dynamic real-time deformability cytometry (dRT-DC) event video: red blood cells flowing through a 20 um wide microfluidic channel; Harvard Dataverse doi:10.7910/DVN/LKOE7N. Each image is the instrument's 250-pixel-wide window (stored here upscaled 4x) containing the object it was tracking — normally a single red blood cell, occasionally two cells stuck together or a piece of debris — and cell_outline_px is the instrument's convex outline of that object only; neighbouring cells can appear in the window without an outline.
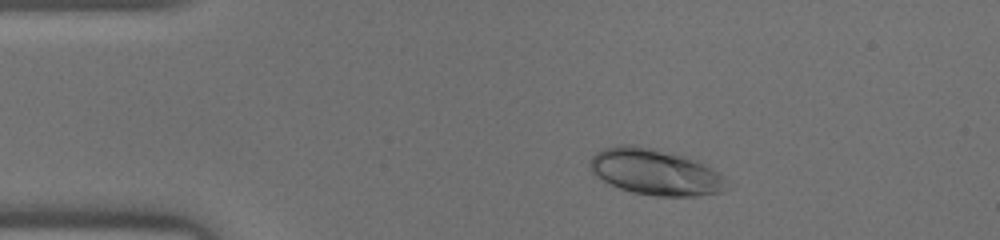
{"species": "human", "species_latin": "Homo sapiens", "temperature_condition": "warm", "stored_images_in_passage": 39, "camera_frame_rate_fps": 3000, "um_per_image_px": 0.085, "donor": {"sex": "male"}, "frame": {"image": 1, "passage_image": 1, "time_ms": 0.0, "image_size_px": [1000, 240], "cell_outline_px": [[728, 188], [720, 192], [696, 196], [656, 196], [632, 192], [620, 188], [596, 176], [588, 168], [588, 164], [592, 156], [596, 152], [604, 148], [620, 144], [632, 144], [652, 148], [684, 156], [724, 176], [728, 180]], "centroid_in_image_um": [55.65, 14.62], "position_along_channel_um": 29.3, "area_um2": 36.41}}
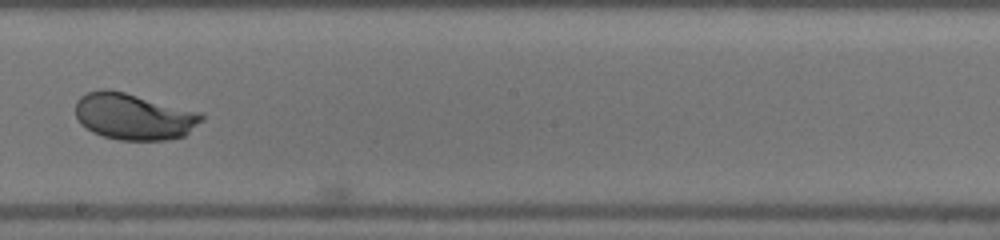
{"frame": {"image": 2, "passage_image": 19, "time_ms": 6.0, "image_size_px": [1000, 240], "cell_outline_px": [[204, 120], [184, 136], [164, 140], [120, 140], [104, 136], [92, 132], [80, 124], [76, 116], [76, 100], [80, 96], [88, 92], [100, 88], [108, 88], [124, 92], [200, 112], [204, 116]], "centroid_in_image_um": [11.35, 9.9], "position_along_channel_um": 236.8, "area_um2": 34.22}}
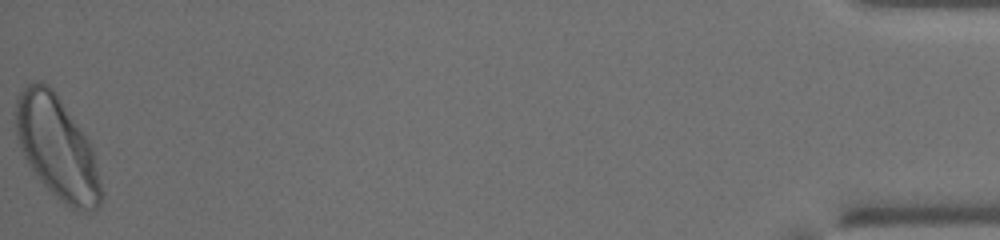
{"frame": {"image": 3, "passage_image": 39, "time_ms": 12.667, "image_size_px": [1000, 240], "cell_outline_px": [[104, 196], [100, 208], [92, 212], [76, 212], [64, 204], [32, 172], [20, 148], [16, 136], [12, 112], [16, 96], [28, 84], [36, 80], [40, 80], [48, 84], [56, 92], [84, 132], [92, 148], [104, 192]], "centroid_in_image_um": [4.84, 12.56], "position_along_channel_um": 430.4, "area_um2": 52.37}}